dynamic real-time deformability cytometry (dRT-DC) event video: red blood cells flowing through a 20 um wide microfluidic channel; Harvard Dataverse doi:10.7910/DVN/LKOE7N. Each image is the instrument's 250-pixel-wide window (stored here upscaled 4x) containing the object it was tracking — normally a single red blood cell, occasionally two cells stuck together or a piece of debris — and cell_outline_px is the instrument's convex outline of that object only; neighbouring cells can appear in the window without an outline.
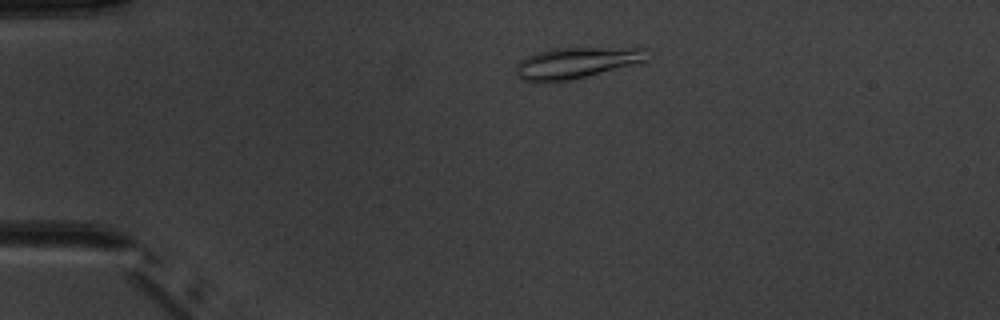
{"species": "common noctule bat (a hibernating species)", "species_latin": "Nyctalus noctula", "temperature_condition": "warm", "stored_images_in_passage": 3, "camera_frame_rate_fps": 3000, "um_per_image_px": 0.085, "animal": {"sex": "male", "body_mass_g": 20.1, "forearm_length_mm": 53.5}, "frame": {"image": 1, "passage_image": 2, "time_ms": 1.333, "image_size_px": [1000, 320], "cell_outline_px": [[652, 60], [572, 80], [548, 84], [540, 84], [520, 80], [516, 72], [516, 64], [524, 56], [556, 48], [648, 48]], "centroid_in_image_um": [49.0, 5.37], "position_along_channel_um": 36.0, "area_um2": 24.62}}